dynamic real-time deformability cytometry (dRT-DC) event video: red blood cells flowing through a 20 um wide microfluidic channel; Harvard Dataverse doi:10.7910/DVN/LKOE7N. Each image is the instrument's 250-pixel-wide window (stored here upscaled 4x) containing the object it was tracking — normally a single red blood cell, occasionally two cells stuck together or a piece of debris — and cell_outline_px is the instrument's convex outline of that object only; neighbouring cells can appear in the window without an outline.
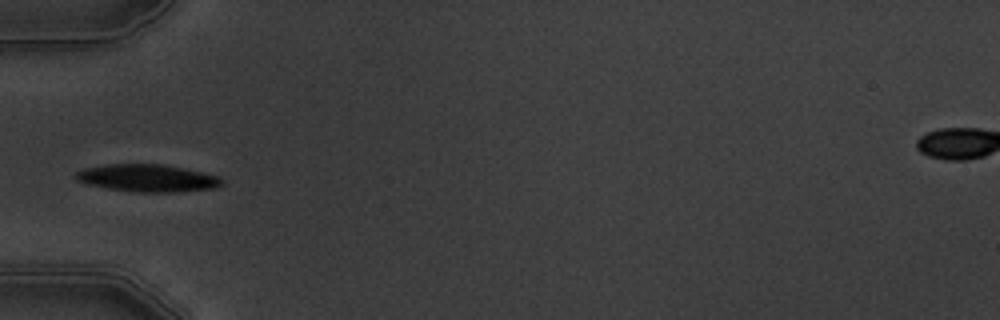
{"species": "common noctule bat (a hibernating species)", "species_latin": "Nyctalus noctula", "temperature_condition": "warm", "stored_images_in_passage": 6, "camera_frame_rate_fps": 3000, "um_per_image_px": 0.085, "animal": {"sex": "male", "body_mass_g": 19.5, "forearm_length_mm": 54.6}, "frame": {"image": 1, "passage_image": 6, "time_ms": 5.667, "image_size_px": [1000, 320], "cell_outline_px": [[224, 184], [216, 188], [176, 192], [136, 192], [108, 188], [88, 184], [76, 180], [72, 176], [76, 172], [84, 168], [108, 164], [164, 164], [200, 172], [216, 176]], "centroid_in_image_um": [12.48, 15.14], "position_along_channel_um": 72.5, "area_um2": 23.18}}